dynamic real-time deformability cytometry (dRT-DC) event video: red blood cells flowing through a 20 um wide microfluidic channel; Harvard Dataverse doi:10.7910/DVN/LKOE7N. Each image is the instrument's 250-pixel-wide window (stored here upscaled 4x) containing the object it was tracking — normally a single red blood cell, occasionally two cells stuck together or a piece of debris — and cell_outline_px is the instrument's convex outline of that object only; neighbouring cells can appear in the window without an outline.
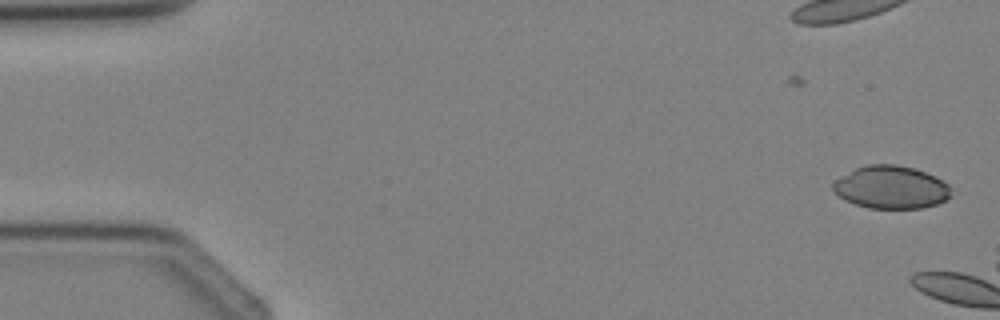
{"species": "Egyptian fruit bat (a non-hibernating species)", "species_latin": "Rousettus aegyptiacus", "temperature_condition": "cold", "stored_images_in_passage": 4, "camera_frame_rate_fps": 3000, "um_per_image_px": 0.085, "animal": {"sex": "female"}, "frame": {"image": 1, "passage_image": 2, "time_ms": 1.333, "image_size_px": [1000, 320], "cell_outline_px": [[952, 196], [936, 204], [920, 208], [868, 208], [844, 200], [832, 188], [832, 184], [836, 180], [856, 168], [868, 164], [896, 164], [912, 168], [936, 176], [948, 184]], "centroid_in_image_um": [75.75, 15.92], "position_along_channel_um": 9.2, "area_um2": 29.19}}